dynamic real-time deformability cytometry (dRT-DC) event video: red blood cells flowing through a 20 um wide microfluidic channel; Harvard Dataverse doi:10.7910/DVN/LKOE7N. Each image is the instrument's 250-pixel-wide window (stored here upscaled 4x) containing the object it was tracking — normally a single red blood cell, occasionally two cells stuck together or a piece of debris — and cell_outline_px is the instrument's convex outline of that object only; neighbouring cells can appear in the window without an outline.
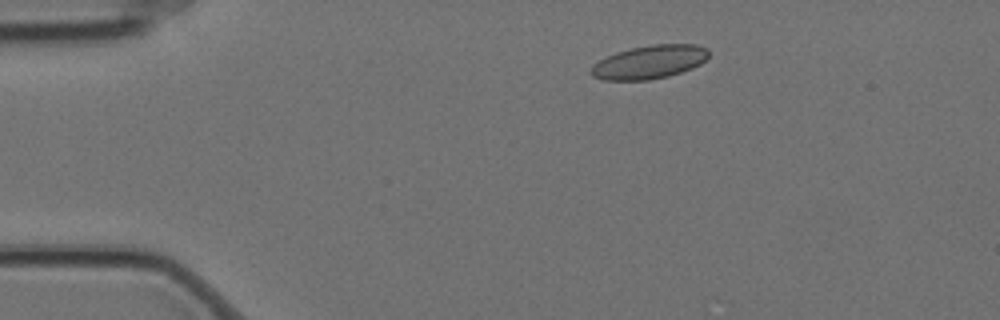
{"species": "Egyptian fruit bat (a non-hibernating species)", "species_latin": "Rousettus aegyptiacus", "temperature_condition": "cold", "stored_images_in_passage": 3, "camera_frame_rate_fps": 3000, "um_per_image_px": 0.085, "animal": {"sex": "female"}, "frame": {"image": 1, "passage_image": 1, "time_ms": 0.0, "image_size_px": [1000, 320], "cell_outline_px": [[708, 56], [700, 64], [692, 68], [668, 76], [648, 80], [604, 80], [592, 76], [588, 72], [592, 64], [616, 52], [632, 48], [652, 44], [696, 44], [708, 48]], "centroid_in_image_um": [55.17, 5.27], "position_along_channel_um": 29.8, "area_um2": 22.95}}
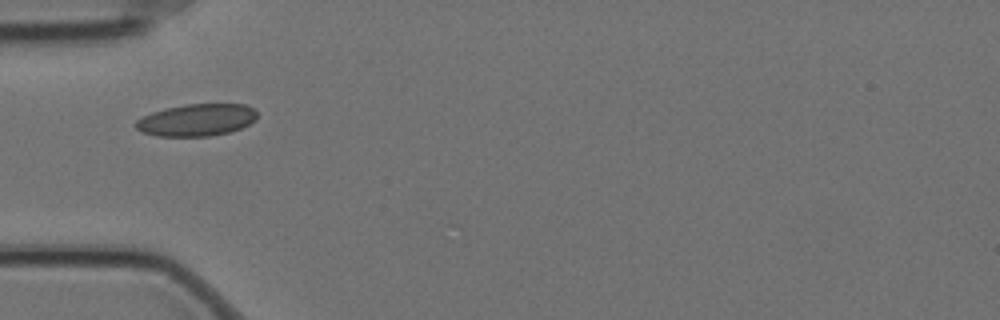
{"frame": {"image": 2, "passage_image": 3, "time_ms": 0.667, "image_size_px": [1000, 320], "cell_outline_px": [[256, 120], [240, 128], [228, 132], [208, 136], [156, 136], [144, 132], [136, 128], [132, 124], [136, 120], [152, 112], [164, 108], [184, 104], [244, 104], [252, 108], [256, 112]], "centroid_in_image_um": [16.68, 10.19], "position_along_channel_um": 68.3, "area_um2": 22.66}}